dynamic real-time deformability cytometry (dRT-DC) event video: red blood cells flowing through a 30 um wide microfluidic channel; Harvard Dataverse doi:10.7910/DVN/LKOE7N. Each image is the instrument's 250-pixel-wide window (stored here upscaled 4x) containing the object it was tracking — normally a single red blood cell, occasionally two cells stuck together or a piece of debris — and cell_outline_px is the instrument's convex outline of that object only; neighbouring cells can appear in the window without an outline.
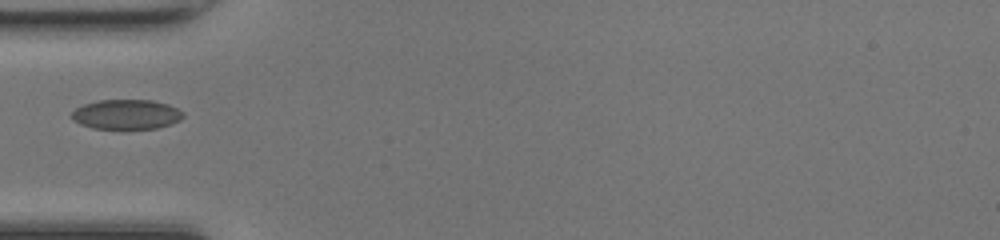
{"species": "common noctule bat (a hibernating species)", "species_latin": "Nyctalus noctula", "temperature_condition": "room temperature", "stored_images_in_passage": 4, "camera_frame_rate_fps": 3000, "um_per_image_px": 0.085, "animal": {"sex": "female", "body_mass_g": 17.0, "forearm_length_mm": 48.0}, "frame": {"image": 1, "passage_image": 1, "time_ms": 0.0, "image_size_px": [1000, 240], "cell_outline_px": [[184, 116], [180, 120], [172, 124], [156, 128], [124, 132], [92, 128], [80, 124], [72, 120], [72, 112], [76, 108], [84, 104], [100, 100], [152, 100], [168, 104], [184, 112]], "centroid_in_image_um": [10.75, 9.77], "position_along_channel_um": 74.3, "area_um2": 20.17}}